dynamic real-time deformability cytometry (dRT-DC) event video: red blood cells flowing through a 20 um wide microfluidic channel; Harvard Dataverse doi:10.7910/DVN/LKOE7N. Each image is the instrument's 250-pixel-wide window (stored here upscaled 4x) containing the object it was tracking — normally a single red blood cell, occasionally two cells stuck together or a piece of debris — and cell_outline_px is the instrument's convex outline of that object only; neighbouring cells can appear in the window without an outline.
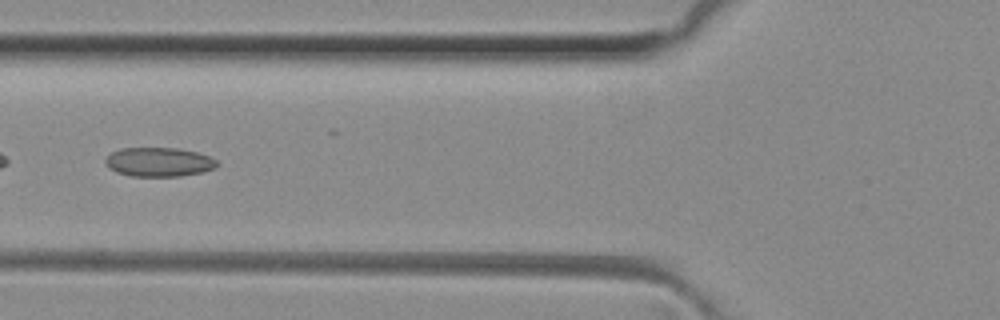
{"species": "common noctule bat (a hibernating species)", "species_latin": "Nyctalus noctula", "temperature_condition": "room temperature", "stored_images_in_passage": 49, "segment_of_instrument_passage": [2, 2], "camera_frame_rate_fps": 3000, "um_per_image_px": 0.085, "animal": {"sex": "female", "body_mass_g": 29.2, "forearm_length_mm": 56.3}, "frame": {"image": 1, "passage_image": 19, "time_ms": 6.0, "image_size_px": [1000, 320], "cell_outline_px": [[220, 164], [216, 168], [200, 172], [180, 176], [132, 176], [116, 172], [108, 168], [104, 164], [104, 160], [112, 152], [120, 148], [176, 148], [196, 152], [208, 156], [216, 160]], "centroid_in_image_um": [13.48, 13.77], "position_along_channel_um": 112.3, "area_um2": 18.96}}
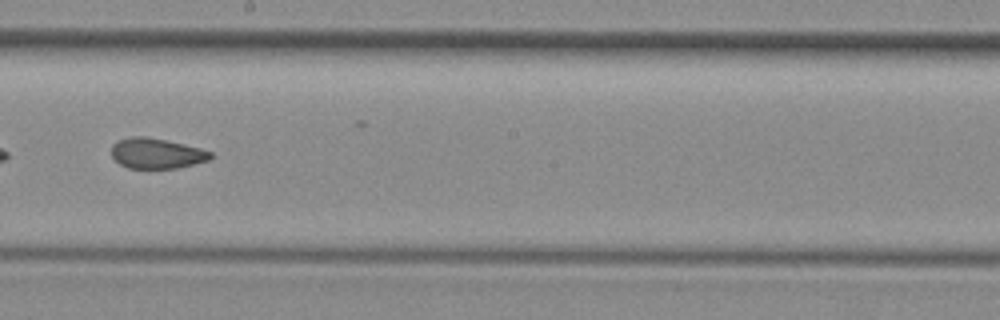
{"frame": {"image": 2, "passage_image": 28, "time_ms": 9.0, "image_size_px": [1000, 320], "cell_outline_px": [[212, 156], [208, 160], [176, 168], [128, 168], [120, 164], [112, 156], [112, 144], [116, 140], [132, 136], [148, 136], [200, 148], [212, 152]], "centroid_in_image_um": [13.27, 13.02], "position_along_channel_um": 234.9, "area_um2": 17.46}}
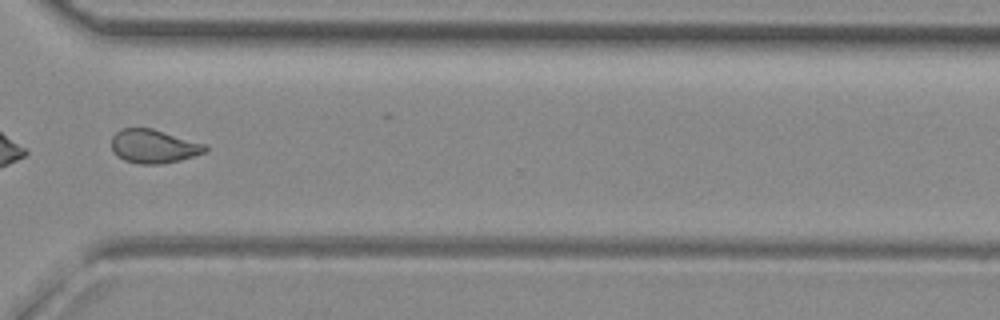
{"frame": {"image": 3, "passage_image": 37, "time_ms": 12.0, "image_size_px": [1000, 320], "cell_outline_px": [[208, 148], [204, 152], [180, 160], [160, 164], [140, 164], [124, 160], [116, 156], [112, 148], [112, 136], [120, 128], [152, 128], [208, 144]], "centroid_in_image_um": [13.06, 12.42], "position_along_channel_um": 357.5, "area_um2": 18.5}}